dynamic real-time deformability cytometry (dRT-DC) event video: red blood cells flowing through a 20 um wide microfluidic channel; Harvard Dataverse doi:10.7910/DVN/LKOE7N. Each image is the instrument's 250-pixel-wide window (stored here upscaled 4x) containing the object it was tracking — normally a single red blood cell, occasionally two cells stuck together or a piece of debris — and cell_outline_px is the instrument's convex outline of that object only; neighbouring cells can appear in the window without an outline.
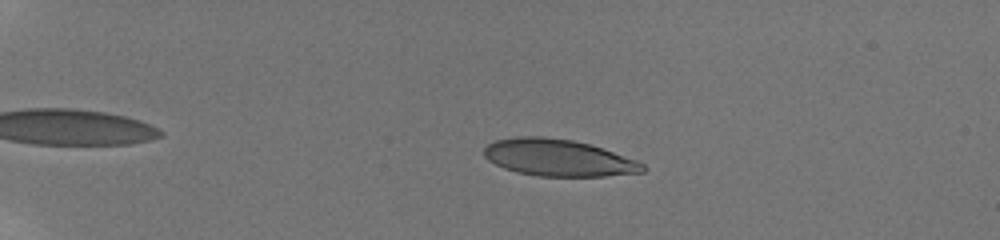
{"species": "human", "species_latin": "Homo sapiens", "temperature_condition": "room temperature", "stored_images_in_passage": 45, "camera_frame_rate_fps": 3000, "um_per_image_px": 0.085, "donor": {"sex": "male"}, "frame": {"image": 1, "passage_image": 9, "time_ms": 2.667, "image_size_px": [1000, 240], "cell_outline_px": [[648, 168], [644, 172], [604, 176], [536, 176], [516, 172], [504, 168], [488, 160], [484, 156], [484, 148], [488, 144], [496, 140], [516, 136], [544, 136], [572, 140], [588, 144], [636, 160], [644, 164]], "centroid_in_image_um": [47.44, 13.41], "position_along_channel_um": 37.6, "area_um2": 33.99}}
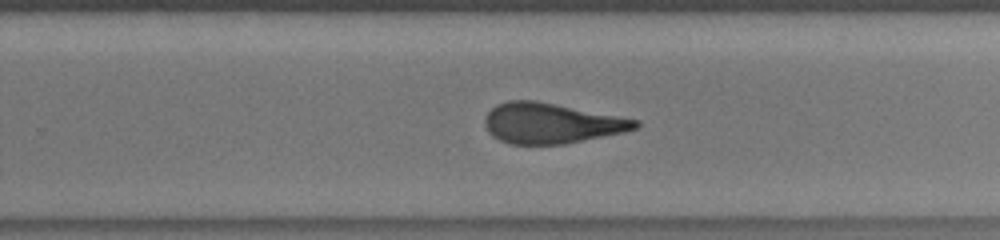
{"frame": {"image": 2, "passage_image": 29, "time_ms": 9.333, "image_size_px": [1000, 240], "cell_outline_px": [[640, 124], [636, 128], [624, 132], [564, 144], [508, 144], [492, 136], [488, 132], [484, 124], [484, 120], [488, 112], [496, 104], [508, 100], [536, 100], [640, 120]], "centroid_in_image_um": [46.83, 10.47], "position_along_channel_um": 283.0, "area_um2": 35.43}}
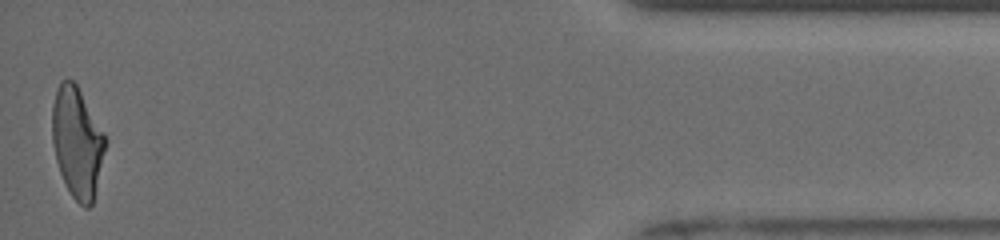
{"frame": {"image": 3, "passage_image": 45, "time_ms": 14.667, "image_size_px": [1000, 240], "cell_outline_px": [[108, 140], [92, 204], [88, 208], [84, 208], [72, 196], [60, 172], [56, 160], [52, 144], [52, 104], [60, 80], [72, 80], [76, 84], [104, 132]], "centroid_in_image_um": [6.56, 12.09], "position_along_channel_um": 428.6, "area_um2": 34.1}, "authors_computed_cell_mechanics": {"area_um2": 35.4314, "velocity_mm_per_s": 3.8754, "shape_relaxation_time_tau1_ms": 4.9932, "shape_relaxation_time_tau2_ms": 1.2229, "deformation_change_tau1": 0.212, "deformation_change_tau2": 0.1081}}